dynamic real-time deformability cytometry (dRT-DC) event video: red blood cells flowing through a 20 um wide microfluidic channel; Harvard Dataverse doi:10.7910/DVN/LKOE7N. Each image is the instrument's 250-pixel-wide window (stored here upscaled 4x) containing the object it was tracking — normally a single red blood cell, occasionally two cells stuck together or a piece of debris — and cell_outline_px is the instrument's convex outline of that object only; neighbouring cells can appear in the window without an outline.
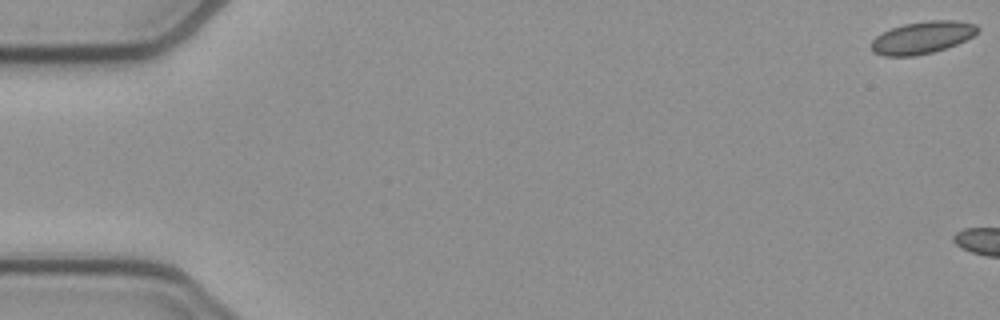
{"species": "common noctule bat (a hibernating species)", "species_latin": "Nyctalus noctula", "temperature_condition": "cold", "stored_images_in_passage": 5, "camera_frame_rate_fps": 3000, "um_per_image_px": 0.085, "animal": {"sex": "female", "body_mass_g": 21.9}, "frame": {"image": 1, "passage_image": 1, "time_ms": 0.0, "image_size_px": [1000, 320], "cell_outline_px": [[980, 32], [956, 44], [932, 52], [912, 56], [884, 56], [872, 52], [872, 40], [876, 36], [892, 28], [904, 24], [928, 20], [956, 20], [976, 24], [980, 28]], "centroid_in_image_um": [78.41, 3.18], "position_along_channel_um": 6.6, "area_um2": 19.88}}